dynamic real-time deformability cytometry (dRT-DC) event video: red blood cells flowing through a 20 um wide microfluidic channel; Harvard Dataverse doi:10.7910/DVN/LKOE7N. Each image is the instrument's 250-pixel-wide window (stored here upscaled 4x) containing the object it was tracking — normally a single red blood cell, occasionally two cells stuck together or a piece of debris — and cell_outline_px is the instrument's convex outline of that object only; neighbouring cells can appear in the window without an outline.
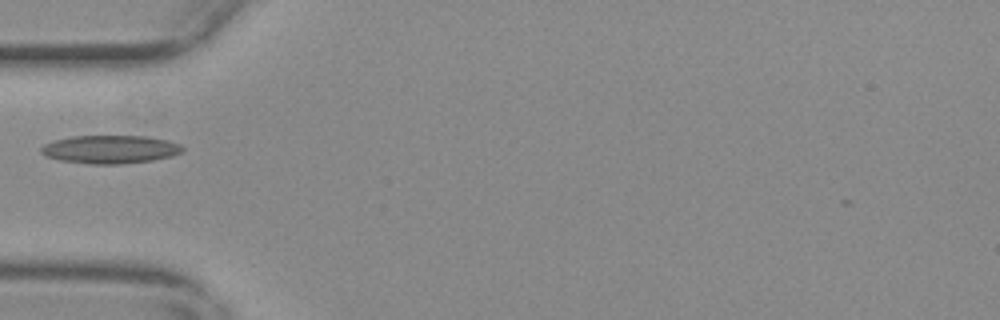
{"species": "common noctule bat (a hibernating species)", "species_latin": "Nyctalus noctula", "temperature_condition": "warm", "stored_images_in_passage": 37, "camera_frame_rate_fps": 3000, "um_per_image_px": 0.085, "animal": {"sex": "female", "body_mass_g": 29.2, "forearm_length_mm": 56.3}, "frame": {"image": 1, "passage_image": 1, "time_ms": 0.0, "image_size_px": [1000, 320], "cell_outline_px": [[184, 148], [180, 152], [172, 156], [152, 160], [120, 164], [88, 164], [60, 160], [48, 156], [40, 152], [40, 148], [44, 144], [56, 140], [72, 136], [144, 136], [168, 140], [180, 144]], "centroid_in_image_um": [9.37, 12.69], "position_along_channel_um": 75.6, "area_um2": 23.12}}
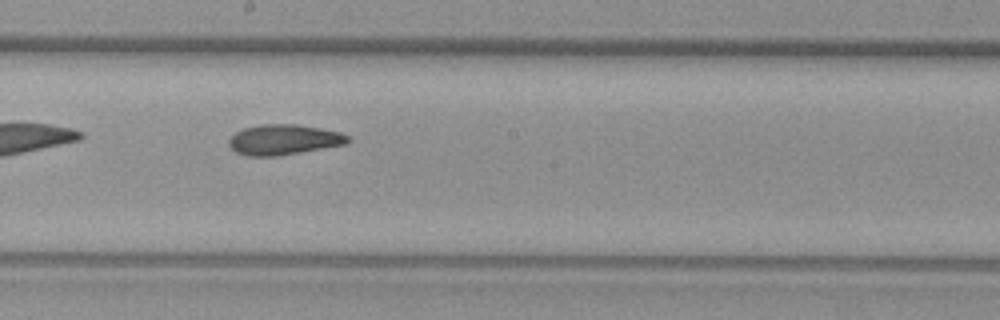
{"frame": {"image": 2, "passage_image": 13, "time_ms": 4.0, "image_size_px": [1000, 320], "cell_outline_px": [[352, 140], [344, 144], [276, 156], [248, 156], [236, 152], [228, 144], [228, 140], [236, 132], [244, 128], [260, 124], [296, 124], [320, 128], [340, 132], [348, 136]], "centroid_in_image_um": [24.1, 11.86], "position_along_channel_um": 224.1, "area_um2": 20.81}}
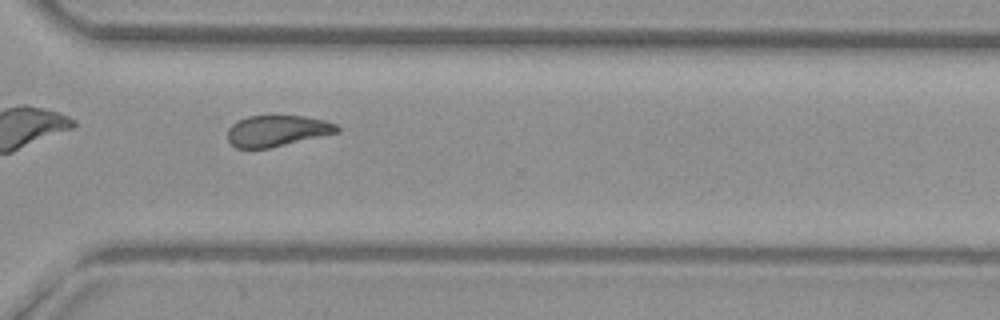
{"frame": {"image": 3, "passage_image": 23, "time_ms": 7.333, "image_size_px": [1000, 320], "cell_outline_px": [[340, 132], [268, 148], [236, 148], [228, 140], [228, 128], [236, 120], [248, 116], [304, 116], [324, 120], [336, 124], [340, 128]], "centroid_in_image_um": [23.54, 11.11], "position_along_channel_um": 347.1, "area_um2": 19.77}}